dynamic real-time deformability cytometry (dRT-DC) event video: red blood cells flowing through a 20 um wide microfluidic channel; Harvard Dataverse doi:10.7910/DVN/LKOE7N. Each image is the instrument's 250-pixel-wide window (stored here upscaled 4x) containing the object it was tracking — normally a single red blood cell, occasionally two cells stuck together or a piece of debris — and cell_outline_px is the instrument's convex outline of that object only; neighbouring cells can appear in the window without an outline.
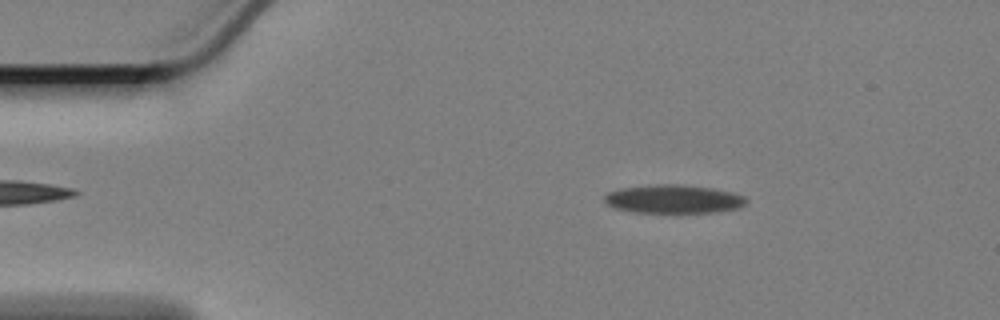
{"species": "Egyptian fruit bat (a non-hibernating species)", "species_latin": "Rousettus aegyptiacus", "temperature_condition": "cold", "stored_images_in_passage": 57, "camera_frame_rate_fps": 3000, "um_per_image_px": 0.085, "animal": {"sex": "female"}, "frame": {"image": 1, "passage_image": 8, "time_ms": 2.333, "image_size_px": [1000, 320], "cell_outline_px": [[748, 200], [740, 208], [716, 212], [632, 212], [616, 208], [608, 204], [604, 200], [604, 196], [608, 192], [620, 188], [656, 184], [676, 184], [712, 188], [732, 192], [744, 196]], "centroid_in_image_um": [57.26, 16.91], "position_along_channel_um": 27.7, "area_um2": 23.47}}
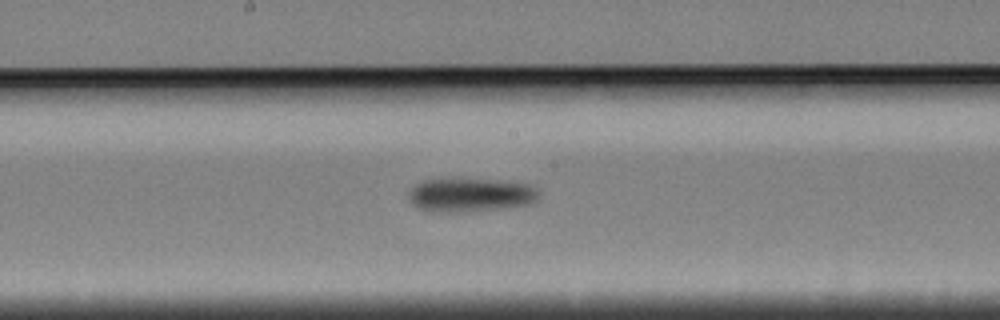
{"frame": {"image": 2, "passage_image": 29, "time_ms": 9.333, "image_size_px": [1000, 320], "cell_outline_px": [[540, 200], [532, 204], [464, 212], [440, 212], [420, 208], [412, 204], [408, 196], [408, 192], [416, 184], [424, 180], [496, 180], [532, 184], [540, 188]], "centroid_in_image_um": [40.09, 16.58], "position_along_channel_um": 208.1, "area_um2": 25.55}}
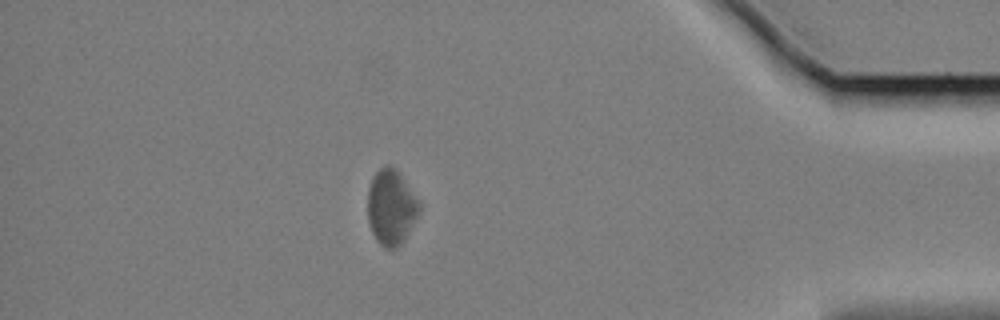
{"frame": {"image": 3, "passage_image": 50, "time_ms": 16.333, "image_size_px": [1000, 320], "cell_outline_px": [[420, 208], [404, 240], [396, 248], [384, 248], [376, 240], [372, 232], [368, 220], [368, 188], [372, 176], [384, 164], [388, 164], [396, 168], [420, 204]], "centroid_in_image_um": [33.21, 17.59], "position_along_channel_um": 402.0, "area_um2": 22.37}, "authors_computed_cell_mechanics": {"area_um2": 24.4494, "velocity_mm_per_s": 3.3488, "shape_relaxation_time_tau1_ms": 5.636, "shape_relaxation_time_tau2_ms": null, "deformation_change_tau1": 0.1019, "deformation_change_tau2": null}}